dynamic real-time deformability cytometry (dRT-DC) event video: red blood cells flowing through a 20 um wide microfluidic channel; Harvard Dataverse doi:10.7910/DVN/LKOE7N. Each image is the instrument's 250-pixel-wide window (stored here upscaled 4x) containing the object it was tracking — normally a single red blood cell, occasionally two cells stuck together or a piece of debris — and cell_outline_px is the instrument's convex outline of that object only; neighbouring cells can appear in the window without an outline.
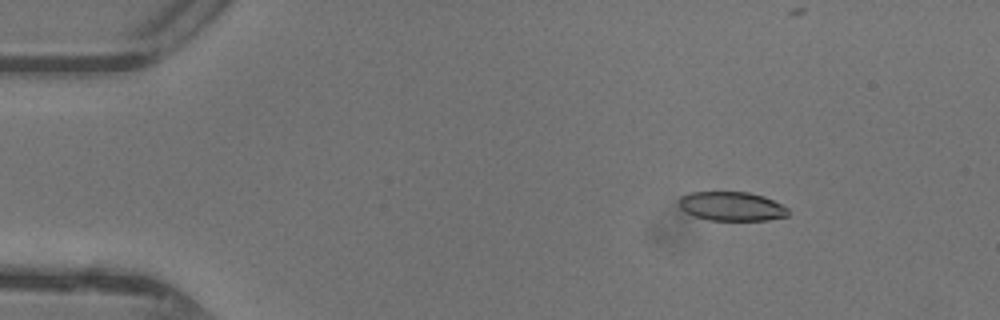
{"species": "common noctule bat (a hibernating species)", "species_latin": "Nyctalus noctula", "temperature_condition": "warm", "stored_images_in_passage": 39, "camera_frame_rate_fps": 3000, "um_per_image_px": 0.085, "animal": {"sex": "female"}, "frame": {"image": 1, "passage_image": 6, "time_ms": 1.667, "image_size_px": [1000, 320], "cell_outline_px": [[788, 216], [768, 220], [708, 220], [684, 212], [680, 208], [680, 196], [692, 192], [748, 192], [764, 196], [788, 208]], "centroid_in_image_um": [62.19, 17.54], "position_along_channel_um": 22.8, "area_um2": 18.44}}
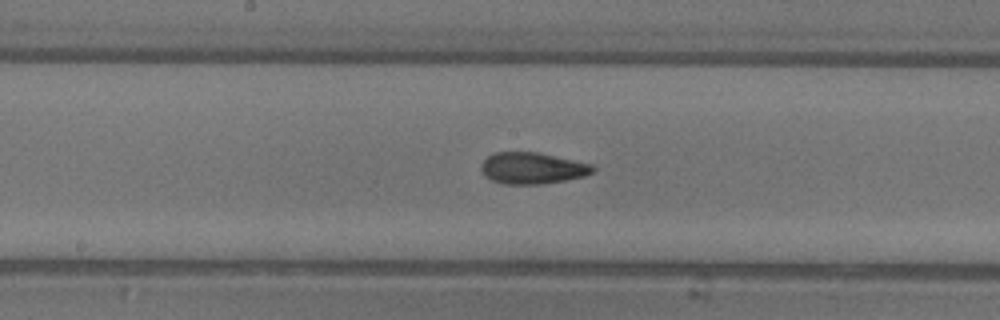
{"frame": {"image": 2, "passage_image": 24, "time_ms": 7.667, "image_size_px": [1000, 320], "cell_outline_px": [[596, 168], [592, 172], [584, 176], [564, 180], [540, 184], [504, 184], [492, 180], [484, 176], [480, 168], [484, 160], [488, 156], [496, 152], [536, 152], [592, 164]], "centroid_in_image_um": [45.23, 14.29], "position_along_channel_um": 203.0, "area_um2": 20.29}}
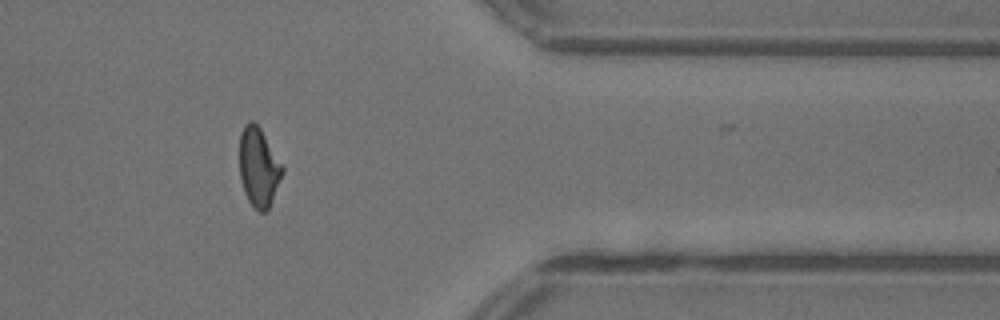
{"frame": {"image": 3, "passage_image": 38, "time_ms": 12.333, "image_size_px": [1000, 320], "cell_outline_px": [[284, 172], [272, 200], [268, 208], [264, 212], [260, 212], [248, 200], [244, 192], [240, 180], [240, 132], [244, 124], [248, 120], [252, 120], [260, 128], [284, 164]], "centroid_in_image_um": [22.0, 14.17], "position_along_channel_um": 389.4, "area_um2": 19.94}}